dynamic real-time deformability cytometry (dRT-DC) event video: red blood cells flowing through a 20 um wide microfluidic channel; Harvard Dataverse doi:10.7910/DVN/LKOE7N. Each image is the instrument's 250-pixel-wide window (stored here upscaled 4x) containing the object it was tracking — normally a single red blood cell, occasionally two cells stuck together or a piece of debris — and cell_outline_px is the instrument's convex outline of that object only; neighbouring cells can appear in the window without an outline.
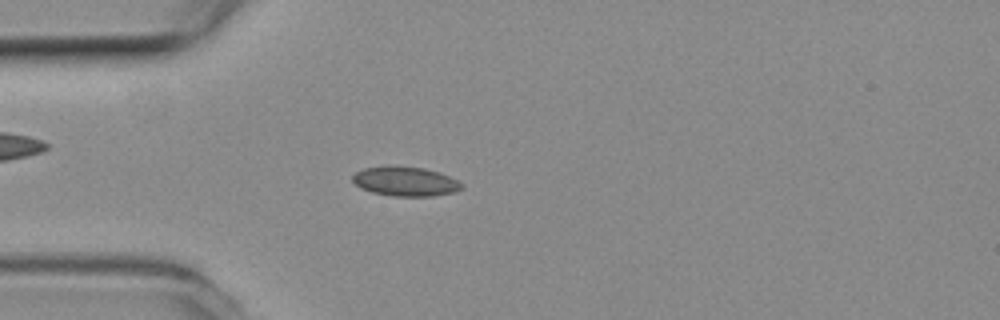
{"species": "common noctule bat (a hibernating species)", "species_latin": "Nyctalus noctula", "temperature_condition": "room temperature", "stored_images_in_passage": 52, "camera_frame_rate_fps": 3000, "um_per_image_px": 0.085, "animal": {"sex": "female", "body_mass_g": 19.3, "forearm_length_mm": 54.1}, "frame": {"image": 1, "passage_image": 14, "time_ms": 4.333, "image_size_px": [1000, 320], "cell_outline_px": [[464, 188], [456, 192], [432, 196], [392, 196], [372, 192], [360, 188], [352, 180], [352, 176], [356, 172], [364, 168], [388, 164], [424, 168], [440, 172], [464, 184]], "centroid_in_image_um": [34.46, 15.4], "position_along_channel_um": 50.5, "area_um2": 19.07}}
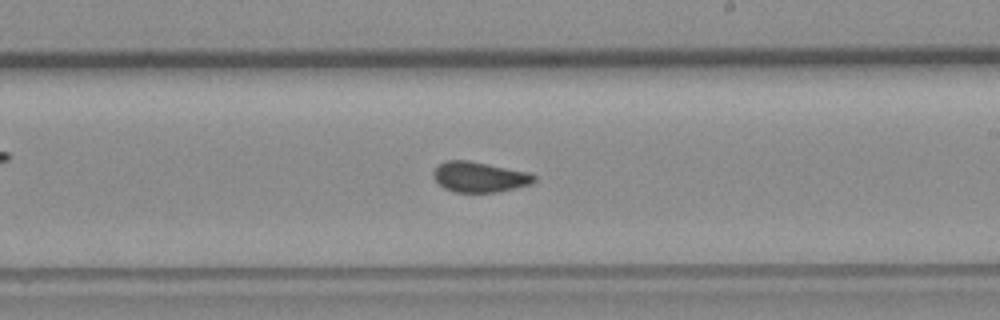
{"frame": {"image": 2, "passage_image": 30, "time_ms": 9.667, "image_size_px": [1000, 320], "cell_outline_px": [[536, 180], [532, 184], [496, 192], [456, 192], [444, 188], [432, 176], [432, 172], [440, 164], [448, 160], [468, 160], [532, 172], [536, 176]], "centroid_in_image_um": [40.8, 15.03], "position_along_channel_um": 248.2, "area_um2": 17.92}}
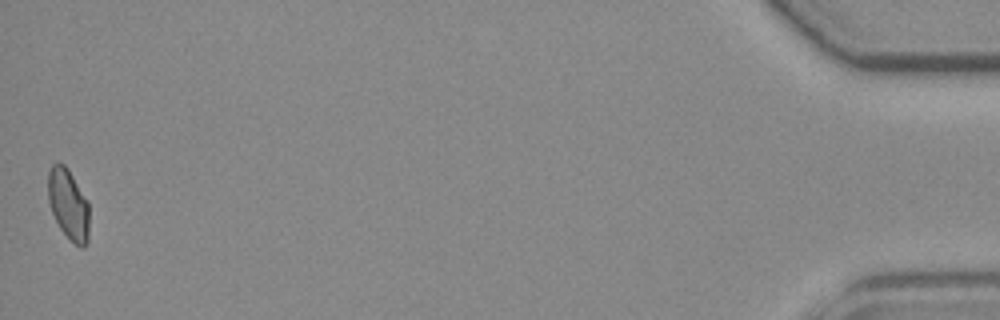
{"frame": {"image": 3, "passage_image": 52, "time_ms": 17.0, "image_size_px": [1000, 320], "cell_outline_px": [[88, 240], [84, 248], [80, 248], [60, 228], [52, 212], [48, 200], [48, 172], [52, 164], [56, 160], [64, 164], [68, 168], [88, 200]], "centroid_in_image_um": [5.81, 17.31], "position_along_channel_um": 429.4, "area_um2": 16.99}, "authors_computed_cell_mechanics": {"area_um2": 17.918, "velocity_mm_per_s": 3.8794, "shape_relaxation_time_tau1_ms": null, "shape_relaxation_time_tau2_ms": 0.9518, "deformation_change_tau1": null, "deformation_change_tau2": 0.0528}}